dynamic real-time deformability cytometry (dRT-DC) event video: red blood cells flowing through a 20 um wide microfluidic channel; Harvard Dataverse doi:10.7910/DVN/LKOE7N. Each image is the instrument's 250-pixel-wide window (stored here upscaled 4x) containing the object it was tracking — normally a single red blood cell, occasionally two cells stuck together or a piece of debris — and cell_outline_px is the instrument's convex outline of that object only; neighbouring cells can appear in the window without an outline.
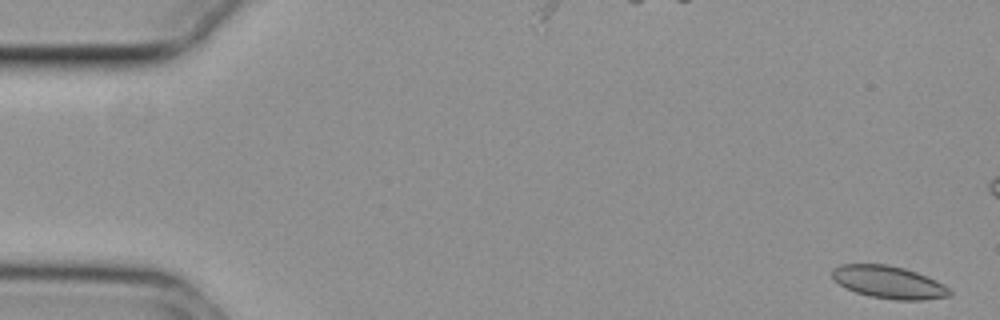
{"species": "common noctule bat (a hibernating species)", "species_latin": "Nyctalus noctula", "temperature_condition": "cold", "stored_images_in_passage": 14, "camera_frame_rate_fps": 3000, "um_per_image_px": 0.085, "animal": {"sex": "female", "body_mass_g": 29.2, "forearm_length_mm": 56.3}, "frame": {"image": 1, "passage_image": 1, "time_ms": 0.0, "image_size_px": [1000, 320], "cell_outline_px": [[952, 296], [924, 300], [896, 300], [872, 296], [856, 292], [844, 288], [832, 276], [832, 268], [840, 264], [888, 264], [904, 268], [928, 276], [944, 284], [952, 292]], "centroid_in_image_um": [75.57, 23.98], "position_along_channel_um": 9.4, "area_um2": 22.37}}